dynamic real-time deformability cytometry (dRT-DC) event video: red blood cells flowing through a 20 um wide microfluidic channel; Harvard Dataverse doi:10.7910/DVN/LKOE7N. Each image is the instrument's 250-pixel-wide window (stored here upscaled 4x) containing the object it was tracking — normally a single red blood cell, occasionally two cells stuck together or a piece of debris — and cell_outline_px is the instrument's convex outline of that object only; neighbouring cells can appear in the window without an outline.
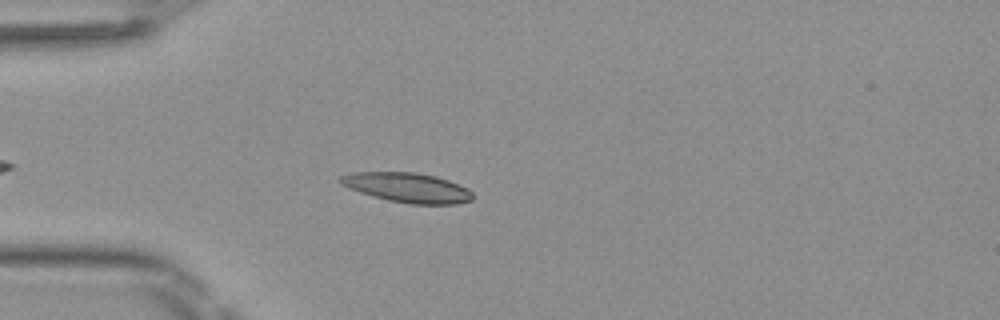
{"species": "Egyptian fruit bat (a non-hibernating species)", "species_latin": "Rousettus aegyptiacus", "temperature_condition": "room temperature", "stored_images_in_passage": 40, "camera_frame_rate_fps": 3000, "um_per_image_px": 0.085, "frame": {"image": 1, "passage_image": 10, "time_ms": 3.0, "image_size_px": [1000, 320], "cell_outline_px": [[472, 196], [468, 200], [444, 204], [428, 204], [396, 200], [380, 196], [356, 188], [376, 172], [400, 172], [428, 176], [444, 180], [464, 188]], "centroid_in_image_um": [35.2, 16.02], "position_along_channel_um": 49.8, "area_um2": 17.92}}
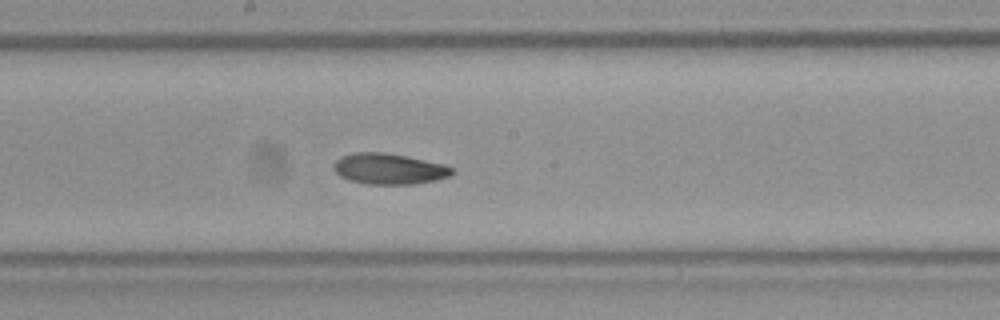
{"frame": {"image": 2, "passage_image": 23, "time_ms": 7.333, "image_size_px": [1000, 320], "cell_outline_px": [[452, 172], [440, 176], [424, 180], [360, 180], [348, 176], [340, 172], [340, 160], [348, 156], [396, 156], [416, 160], [448, 168]], "centroid_in_image_um": [33.11, 14.33], "position_along_channel_um": 215.1, "area_um2": 15.49}}
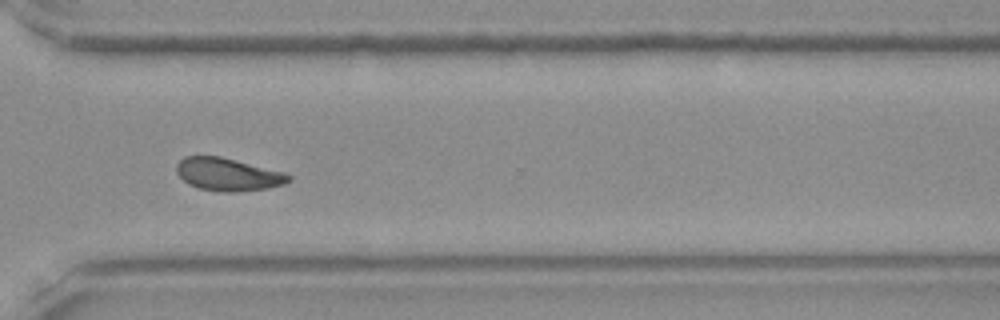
{"frame": {"image": 3, "passage_image": 33, "time_ms": 10.667, "image_size_px": [1000, 320], "cell_outline_px": [[288, 180], [276, 184], [256, 188], [204, 188], [192, 184], [180, 172], [180, 164], [184, 160], [192, 156], [212, 156], [244, 164], [288, 176]], "centroid_in_image_um": [19.27, 14.78], "position_along_channel_um": 351.3, "area_um2": 17.46}, "authors_computed_cell_mechanics": {"area_um2": 17.0799, "velocity_mm_per_s": 4.0944, "shape_relaxation_time_tau1_ms": null, "shape_relaxation_time_tau2_ms": 4.2005, "deformation_change_tau1": null, "deformation_change_tau2": 0.1302}}